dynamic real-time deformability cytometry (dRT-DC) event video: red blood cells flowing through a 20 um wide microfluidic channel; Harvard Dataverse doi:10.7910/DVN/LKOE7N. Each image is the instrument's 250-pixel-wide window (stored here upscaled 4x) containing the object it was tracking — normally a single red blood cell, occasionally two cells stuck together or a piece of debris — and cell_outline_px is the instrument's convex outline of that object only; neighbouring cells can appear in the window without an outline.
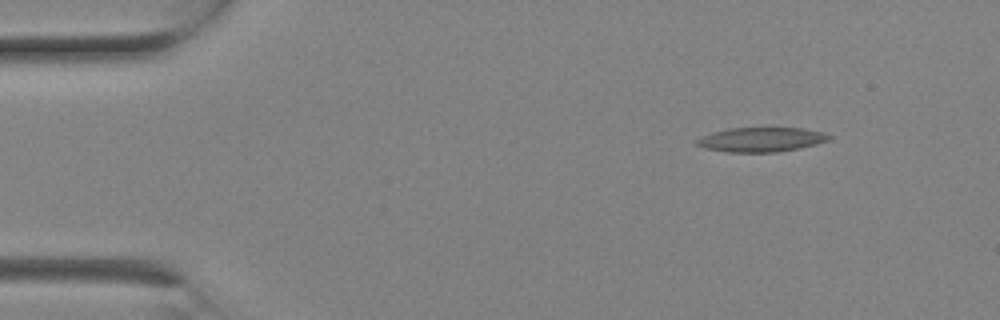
{"species": "Egyptian fruit bat (a non-hibernating species)", "species_latin": "Rousettus aegyptiacus", "temperature_condition": "room temperature", "stored_images_in_passage": 2, "camera_frame_rate_fps": 3000, "um_per_image_px": 0.085, "animal": {"sex": "female"}, "frame": {"image": 1, "passage_image": 2, "time_ms": 0.333, "image_size_px": [1000, 320], "cell_outline_px": [[832, 136], [828, 140], [816, 144], [800, 148], [776, 152], [728, 152], [704, 148], [696, 144], [696, 140], [700, 136], [712, 132], [728, 128], [804, 128], [824, 132]], "centroid_in_image_um": [64.69, 11.86], "position_along_channel_um": 20.3, "area_um2": 18.9}}